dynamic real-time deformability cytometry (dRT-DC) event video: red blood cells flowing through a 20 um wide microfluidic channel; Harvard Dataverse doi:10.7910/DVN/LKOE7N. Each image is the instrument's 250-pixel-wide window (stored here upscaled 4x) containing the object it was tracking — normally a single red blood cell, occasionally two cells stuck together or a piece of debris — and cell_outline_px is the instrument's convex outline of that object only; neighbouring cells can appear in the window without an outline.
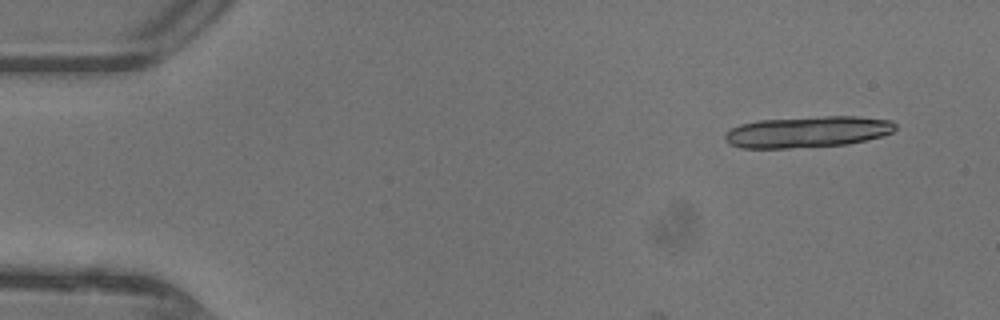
{"species": "common noctule bat (a hibernating species)", "species_latin": "Nyctalus noctula", "temperature_condition": "warm", "stored_images_in_passage": 7, "camera_frame_rate_fps": 3000, "um_per_image_px": 0.085, "animal": {"sex": "female"}, "frame": {"image": 1, "passage_image": 1, "time_ms": 0.0, "image_size_px": [1000, 320], "cell_outline_px": [[896, 128], [892, 132], [880, 136], [848, 144], [788, 148], [740, 148], [728, 144], [724, 140], [724, 132], [740, 124], [756, 120], [824, 116], [856, 116], [892, 120], [896, 124]], "centroid_in_image_um": [68.59, 11.2], "position_along_channel_um": 16.4, "area_um2": 31.21}}